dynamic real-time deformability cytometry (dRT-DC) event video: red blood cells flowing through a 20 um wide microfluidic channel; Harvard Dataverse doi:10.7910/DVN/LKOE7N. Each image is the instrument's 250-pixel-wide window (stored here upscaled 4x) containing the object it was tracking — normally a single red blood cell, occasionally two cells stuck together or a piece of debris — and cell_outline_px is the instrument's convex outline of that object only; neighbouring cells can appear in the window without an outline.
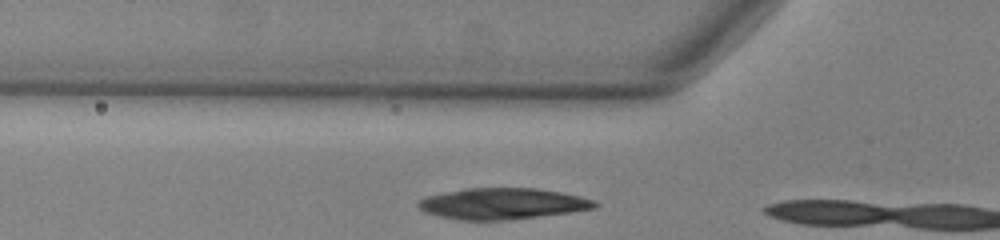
{"species": "common noctule bat (a hibernating species)", "species_latin": "Nyctalus noctula", "temperature_condition": "warm", "stored_images_in_passage": 3, "camera_frame_rate_fps": 3000, "um_per_image_px": 0.085, "animal": {"sex": "male", "body_mass_g": 13.0, "forearm_length_mm": 53.1}, "frame": {"image": 1, "passage_image": 2, "time_ms": 0.333, "image_size_px": [1000, 240], "cell_outline_px": [[600, 204], [596, 208], [572, 212], [508, 220], [456, 220], [424, 212], [416, 204], [420, 200], [428, 196], [444, 192], [464, 188], [536, 188], [560, 192], [592, 200]], "centroid_in_image_um": [42.69, 17.32], "position_along_channel_um": 83.1, "area_um2": 31.96}}